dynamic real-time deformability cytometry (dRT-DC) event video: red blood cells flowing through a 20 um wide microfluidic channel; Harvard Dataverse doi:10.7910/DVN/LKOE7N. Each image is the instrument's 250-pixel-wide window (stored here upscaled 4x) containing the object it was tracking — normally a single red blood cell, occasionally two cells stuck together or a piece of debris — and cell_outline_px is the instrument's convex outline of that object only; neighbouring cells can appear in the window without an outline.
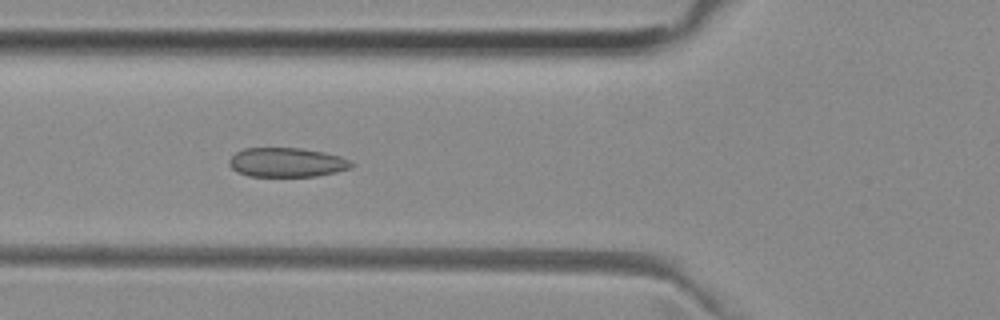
{"species": "common noctule bat (a hibernating species)", "species_latin": "Nyctalus noctula", "temperature_condition": "room temperature", "stored_images_in_passage": 51, "camera_frame_rate_fps": 3000, "um_per_image_px": 0.085, "animal": {"sex": "female", "body_mass_g": 29.2, "forearm_length_mm": 56.3}, "frame": {"image": 1, "passage_image": 18, "time_ms": 5.667, "image_size_px": [1000, 320], "cell_outline_px": [[356, 164], [352, 168], [336, 172], [316, 176], [248, 176], [236, 172], [228, 164], [228, 160], [236, 152], [244, 148], [300, 148], [324, 152], [340, 156]], "centroid_in_image_um": [24.38, 13.8], "position_along_channel_um": 101.4, "area_um2": 20.98}}
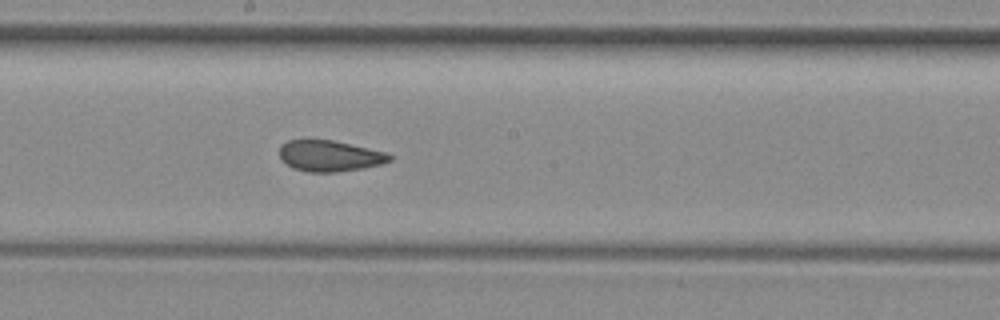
{"frame": {"image": 2, "passage_image": 27, "time_ms": 8.667, "image_size_px": [1000, 320], "cell_outline_px": [[392, 160], [380, 164], [364, 168], [336, 172], [308, 172], [292, 168], [280, 156], [280, 148], [288, 140], [332, 140], [388, 152], [392, 156]], "centroid_in_image_um": [28.07, 13.26], "position_along_channel_um": 220.1, "area_um2": 19.77}}
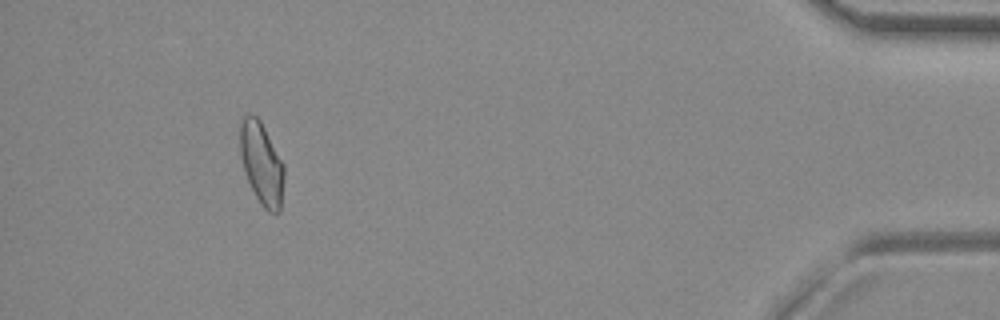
{"frame": {"image": 3, "passage_image": 47, "time_ms": 15.333, "image_size_px": [1000, 320], "cell_outline_px": [[284, 180], [280, 212], [268, 212], [260, 204], [244, 172], [240, 152], [240, 124], [244, 116], [256, 116], [260, 120], [284, 164]], "centroid_in_image_um": [22.25, 13.92], "position_along_channel_um": 413.0, "area_um2": 20.92}, "authors_computed_cell_mechanics": {"area_um2": 21.1548, "velocity_mm_per_s": 3.9551, "shape_relaxation_time_tau1_ms": null, "shape_relaxation_time_tau2_ms": 1.4844, "deformation_change_tau1": null, "deformation_change_tau2": 0.0752}}